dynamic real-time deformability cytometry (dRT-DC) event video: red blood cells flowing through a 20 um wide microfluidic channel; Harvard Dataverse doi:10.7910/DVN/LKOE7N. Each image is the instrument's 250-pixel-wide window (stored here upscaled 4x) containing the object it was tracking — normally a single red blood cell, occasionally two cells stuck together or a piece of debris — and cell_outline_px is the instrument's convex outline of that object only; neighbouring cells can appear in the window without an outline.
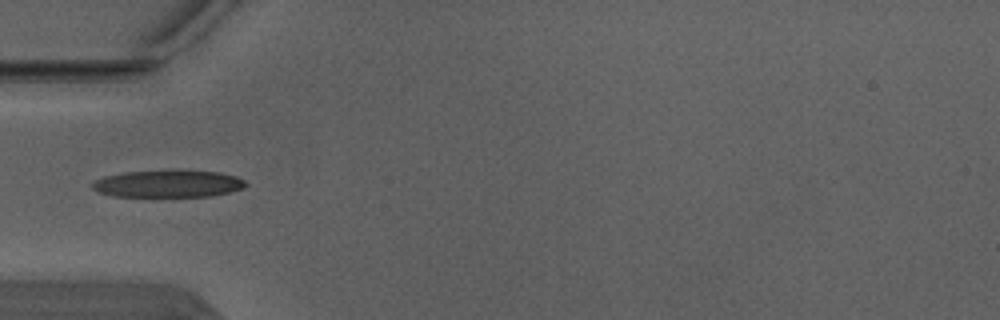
{"species": "Egyptian fruit bat (a non-hibernating species)", "species_latin": "Rousettus aegyptiacus", "temperature_condition": "warm", "stored_images_in_passage": 4, "camera_frame_rate_fps": 3000, "um_per_image_px": 0.085, "animal": {"sex": "male"}, "frame": {"image": 1, "passage_image": 4, "time_ms": 1.0, "image_size_px": [1000, 320], "cell_outline_px": [[248, 184], [244, 188], [212, 196], [112, 196], [100, 192], [92, 188], [92, 184], [96, 180], [104, 176], [124, 172], [172, 168], [180, 168], [220, 172], [236, 176], [244, 180]], "centroid_in_image_um": [14.33, 15.57], "position_along_channel_um": 70.7, "area_um2": 25.03}}